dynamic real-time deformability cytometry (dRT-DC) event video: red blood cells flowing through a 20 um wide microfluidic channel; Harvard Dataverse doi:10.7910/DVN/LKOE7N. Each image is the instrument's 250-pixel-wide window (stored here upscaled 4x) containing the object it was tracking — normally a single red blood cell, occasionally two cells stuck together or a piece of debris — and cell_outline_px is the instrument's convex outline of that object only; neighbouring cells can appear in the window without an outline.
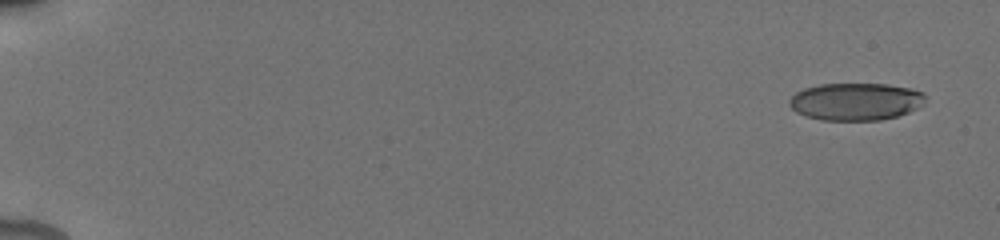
{"species": "human", "species_latin": "Homo sapiens", "temperature_condition": "cold", "stored_images_in_passage": 13, "camera_frame_rate_fps": 3000, "um_per_image_px": 0.085, "donor": {"sex": "male"}, "frame": {"image": 1, "passage_image": 1, "time_ms": 0.0, "image_size_px": [1000, 240], "cell_outline_px": [[924, 104], [908, 112], [896, 116], [880, 120], [820, 120], [796, 112], [788, 104], [788, 100], [796, 92], [804, 88], [820, 84], [884, 84], [912, 88], [924, 92]], "centroid_in_image_um": [72.72, 8.63], "position_along_channel_um": 12.3, "area_um2": 29.65}}
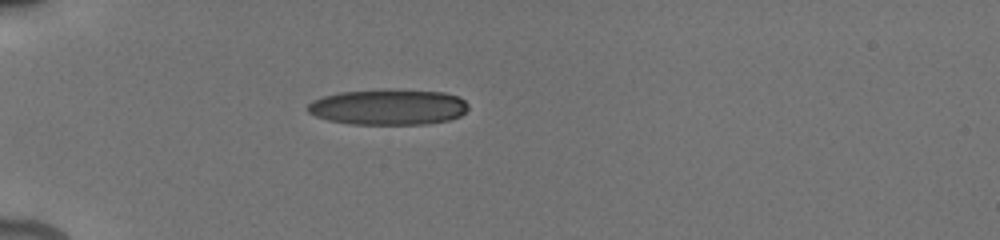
{"frame": {"image": 2, "passage_image": 7, "time_ms": 5.0, "image_size_px": [1000, 240], "cell_outline_px": [[468, 108], [460, 116], [448, 120], [424, 124], [352, 124], [328, 120], [316, 116], [308, 112], [308, 104], [312, 100], [324, 96], [340, 92], [384, 88], [444, 92], [456, 96], [464, 100], [468, 104]], "centroid_in_image_um": [33.0, 9.08], "position_along_channel_um": 52.0, "area_um2": 33.64}}